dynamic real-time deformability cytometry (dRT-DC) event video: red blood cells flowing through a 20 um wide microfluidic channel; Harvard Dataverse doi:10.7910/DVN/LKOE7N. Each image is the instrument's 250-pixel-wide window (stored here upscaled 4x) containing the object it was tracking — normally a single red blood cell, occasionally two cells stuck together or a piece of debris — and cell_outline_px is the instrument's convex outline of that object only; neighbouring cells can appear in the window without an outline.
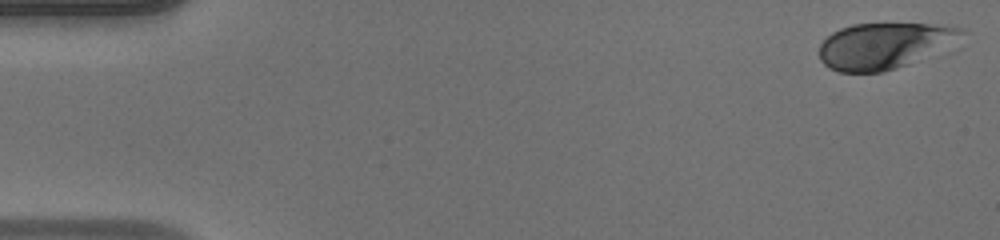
{"species": "human", "species_latin": "Homo sapiens", "temperature_condition": "warm", "stored_images_in_passage": 49, "camera_frame_rate_fps": 3000, "um_per_image_px": 0.085, "donor": {"sex": "male"}, "frame": {"image": 1, "passage_image": 1, "time_ms": 0.0, "image_size_px": [1000, 240], "cell_outline_px": [[968, 32], [960, 48], [884, 72], [840, 72], [828, 68], [820, 60], [820, 44], [832, 32], [840, 28], [852, 24], [932, 24], [964, 28]], "centroid_in_image_um": [75.39, 3.89], "position_along_channel_um": 9.6, "area_um2": 39.88}}
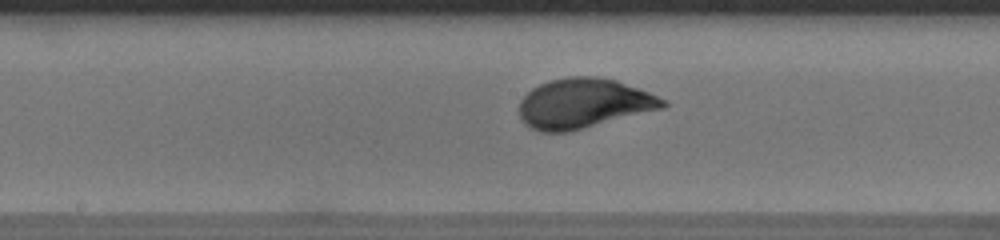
{"frame": {"image": 2, "passage_image": 25, "time_ms": 8.0, "image_size_px": [1000, 240], "cell_outline_px": [[668, 104], [664, 108], [568, 132], [540, 132], [524, 124], [520, 116], [520, 100], [532, 88], [540, 84], [552, 80], [568, 76], [596, 76], [616, 80], [648, 92], [664, 100]], "centroid_in_image_um": [49.59, 8.79], "position_along_channel_um": 198.6, "area_um2": 41.44}}
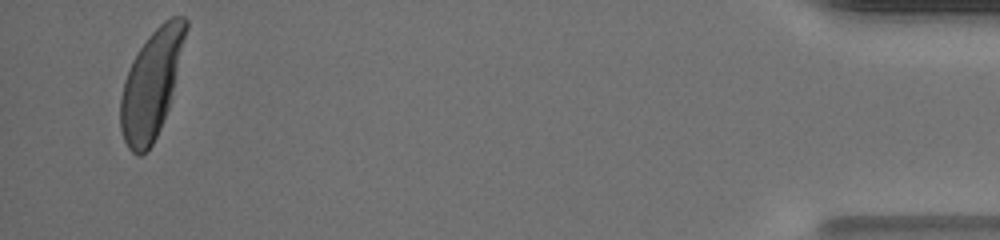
{"frame": {"image": 3, "passage_image": 47, "time_ms": 15.333, "image_size_px": [1000, 240], "cell_outline_px": [[188, 28], [168, 108], [160, 128], [152, 144], [140, 156], [136, 156], [128, 148], [124, 140], [120, 128], [120, 96], [124, 80], [132, 60], [148, 36], [164, 20], [172, 16], [184, 16], [188, 20]], "centroid_in_image_um": [12.86, 7.14], "position_along_channel_um": 422.3, "area_um2": 40.52}, "authors_computed_cell_mechanics": {"area_um2": 40.4022, "velocity_mm_per_s": 4.1609, "shape_relaxation_time_tau1_ms": 2.4143, "shape_relaxation_time_tau2_ms": null, "deformation_change_tau1": 0.1757, "deformation_change_tau2": null}}